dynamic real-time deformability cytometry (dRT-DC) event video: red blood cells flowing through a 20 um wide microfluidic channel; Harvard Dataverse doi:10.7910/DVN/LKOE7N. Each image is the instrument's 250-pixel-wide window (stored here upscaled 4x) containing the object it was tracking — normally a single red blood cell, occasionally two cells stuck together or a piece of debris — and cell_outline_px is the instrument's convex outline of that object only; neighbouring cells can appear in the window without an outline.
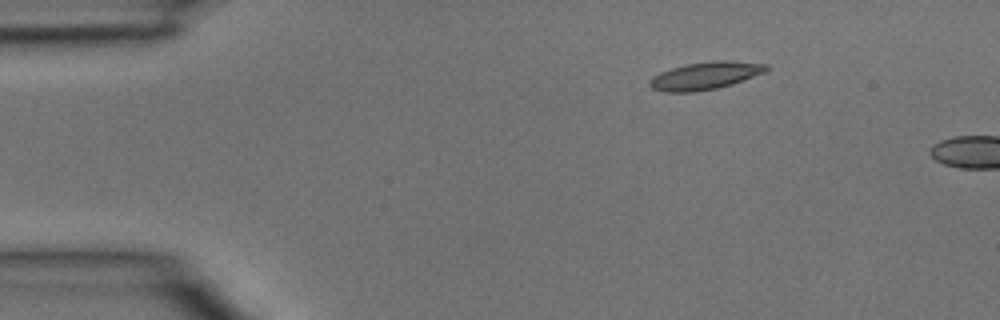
{"species": "common noctule bat (a hibernating species)", "species_latin": "Nyctalus noctula", "temperature_condition": "room temperature", "stored_images_in_passage": 2, "camera_frame_rate_fps": 3000, "um_per_image_px": 0.085, "animal": {"sex": "male", "body_mass_g": 15.6}, "frame": {"image": 1, "passage_image": 1, "time_ms": 0.0, "image_size_px": [1000, 320], "cell_outline_px": [[768, 72], [732, 84], [716, 88], [696, 92], [664, 92], [652, 88], [648, 84], [652, 76], [660, 72], [672, 68], [688, 64], [716, 60], [724, 60], [768, 64]], "centroid_in_image_um": [59.97, 6.44], "position_along_channel_um": 25.0, "area_um2": 18.79}}